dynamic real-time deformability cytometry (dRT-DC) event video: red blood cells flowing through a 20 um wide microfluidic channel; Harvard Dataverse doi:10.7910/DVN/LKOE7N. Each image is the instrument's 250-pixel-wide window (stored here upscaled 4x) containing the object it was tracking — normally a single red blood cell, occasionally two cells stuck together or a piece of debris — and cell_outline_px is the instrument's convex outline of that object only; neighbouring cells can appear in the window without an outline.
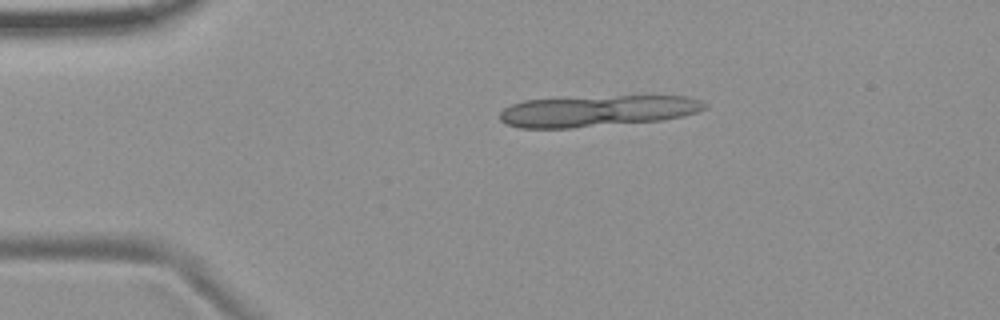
{"species": "common noctule bat (a hibernating species)", "species_latin": "Nyctalus noctula", "temperature_condition": "room temperature", "stored_images_in_passage": 8, "camera_frame_rate_fps": 3000, "um_per_image_px": 0.085, "animal": {"sex": "female", "body_mass_g": 19.9}, "frame": {"image": 1, "passage_image": 1, "time_ms": 0.0, "image_size_px": [1000, 320], "cell_outline_px": [[708, 108], [684, 116], [664, 120], [572, 128], [520, 128], [504, 124], [500, 120], [500, 112], [504, 108], [512, 104], [524, 100], [616, 96], [688, 96], [700, 100], [708, 104]], "centroid_in_image_um": [50.79, 9.44], "position_along_channel_um": 34.2, "area_um2": 37.45}}